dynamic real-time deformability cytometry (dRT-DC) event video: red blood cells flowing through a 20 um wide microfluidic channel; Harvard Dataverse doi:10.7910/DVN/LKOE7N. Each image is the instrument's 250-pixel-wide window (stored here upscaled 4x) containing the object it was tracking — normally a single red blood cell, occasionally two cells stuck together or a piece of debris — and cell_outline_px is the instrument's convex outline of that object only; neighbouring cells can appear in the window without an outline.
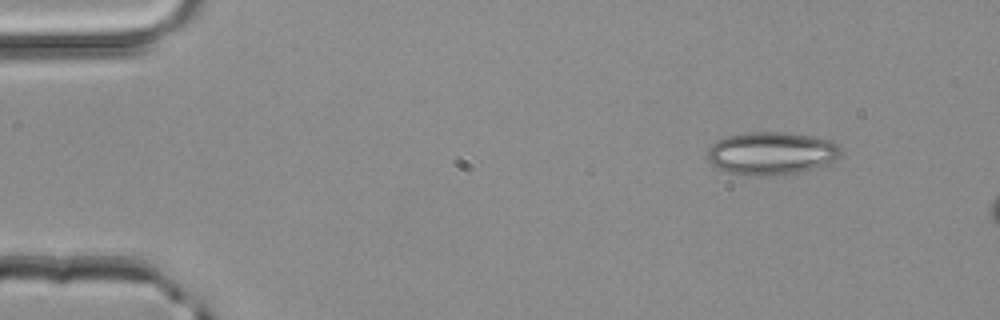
{"species": "common noctule bat (a hibernating species)", "species_latin": "Nyctalus noctula", "temperature_condition": "room temperature", "stored_images_in_passage": 8, "camera_frame_rate_fps": 3000, "um_per_image_px": 0.085, "animal": {"sex": "male", "body_mass_g": 20.4}, "frame": {"image": 1, "passage_image": 1, "time_ms": 0.0, "image_size_px": [1000, 320], "cell_outline_px": [[840, 156], [836, 160], [812, 168], [796, 172], [764, 176], [748, 176], [728, 172], [716, 168], [708, 160], [708, 148], [716, 140], [728, 136], [748, 132], [784, 132], [812, 136], [832, 140], [840, 144]], "centroid_in_image_um": [65.55, 13.02], "position_along_channel_um": 19.4, "area_um2": 33.35}}